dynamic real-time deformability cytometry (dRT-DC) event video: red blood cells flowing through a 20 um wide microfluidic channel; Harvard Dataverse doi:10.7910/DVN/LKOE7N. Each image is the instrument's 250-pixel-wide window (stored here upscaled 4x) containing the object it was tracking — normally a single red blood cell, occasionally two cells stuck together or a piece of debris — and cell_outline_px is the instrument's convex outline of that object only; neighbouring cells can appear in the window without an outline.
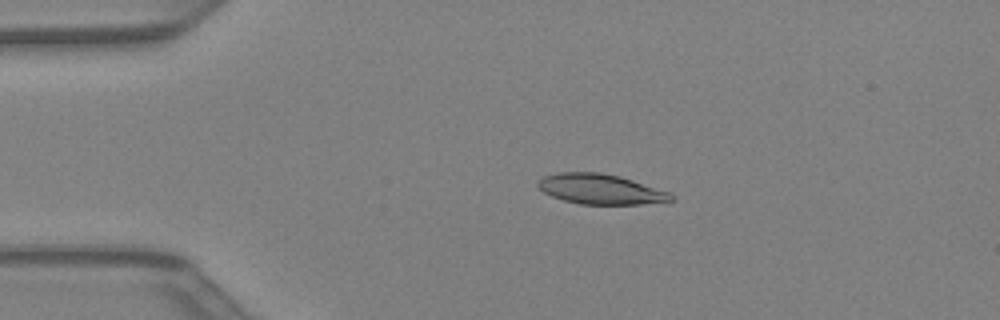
{"species": "Egyptian fruit bat (a non-hibernating species)", "species_latin": "Rousettus aegyptiacus", "temperature_condition": "warm", "stored_images_in_passage": 42, "camera_frame_rate_fps": 3000, "um_per_image_px": 0.085, "animal": {"sex": "female"}, "frame": {"image": 1, "passage_image": 9, "time_ms": 2.667, "image_size_px": [1000, 320], "cell_outline_px": [[676, 200], [640, 204], [580, 204], [564, 200], [552, 196], [544, 192], [536, 184], [536, 180], [544, 176], [560, 172], [600, 172], [620, 176], [668, 192]], "centroid_in_image_um": [51.0, 16.07], "position_along_channel_um": 34.0, "area_um2": 23.18}}
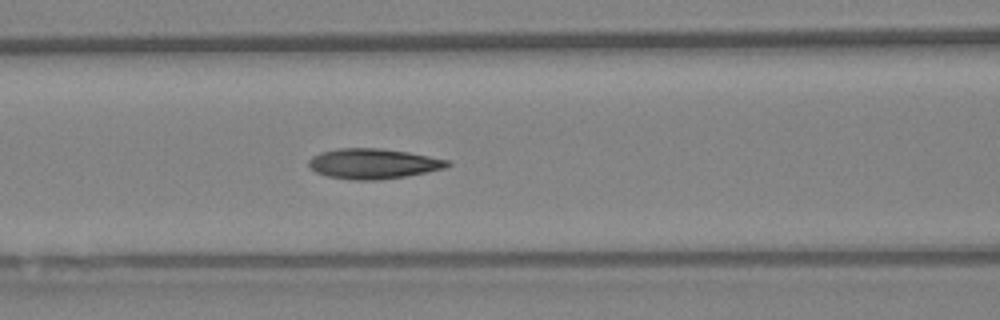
{"frame": {"image": 2, "passage_image": 18, "time_ms": 5.667, "image_size_px": [1000, 320], "cell_outline_px": [[452, 164], [444, 168], [404, 176], [376, 180], [352, 180], [328, 176], [316, 172], [308, 164], [308, 160], [312, 156], [320, 152], [340, 148], [380, 148], [408, 152], [448, 160]], "centroid_in_image_um": [31.69, 13.9], "position_along_channel_um": 134.9, "area_um2": 24.16}}
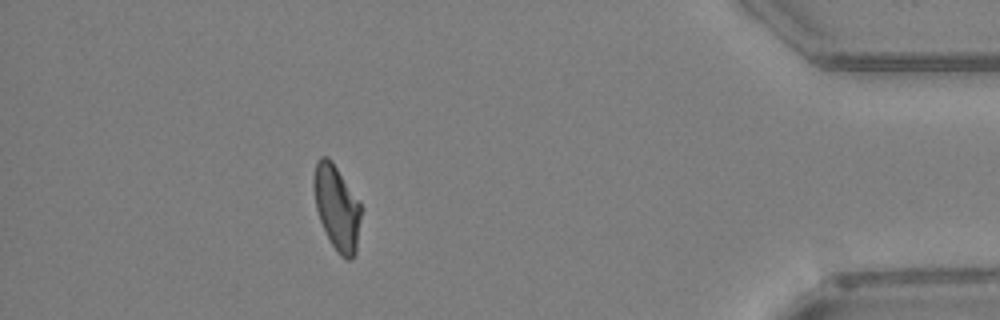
{"frame": {"image": 3, "passage_image": 38, "time_ms": 12.333, "image_size_px": [1000, 320], "cell_outline_px": [[360, 216], [356, 252], [352, 260], [348, 260], [340, 256], [336, 252], [320, 220], [316, 208], [312, 184], [312, 180], [316, 160], [320, 156], [328, 156], [332, 160], [360, 204]], "centroid_in_image_um": [28.59, 17.62], "position_along_channel_um": 406.6, "area_um2": 23.18}}